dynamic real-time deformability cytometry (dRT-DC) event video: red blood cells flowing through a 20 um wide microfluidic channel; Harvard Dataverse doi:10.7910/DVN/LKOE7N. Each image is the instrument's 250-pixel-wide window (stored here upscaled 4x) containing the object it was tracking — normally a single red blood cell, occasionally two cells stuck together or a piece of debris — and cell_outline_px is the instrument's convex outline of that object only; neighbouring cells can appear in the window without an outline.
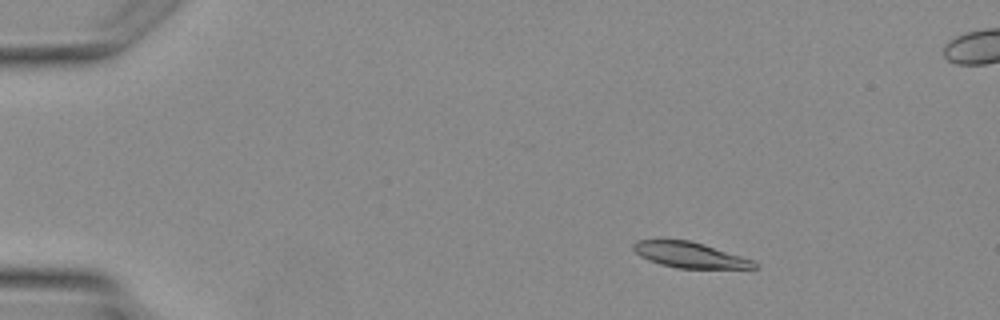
{"species": "Egyptian fruit bat (a non-hibernating species)", "species_latin": "Rousettus aegyptiacus", "temperature_condition": "warm", "stored_images_in_passage": 4, "camera_frame_rate_fps": 3000, "um_per_image_px": 0.085, "animal": {"sex": "female"}, "frame": {"image": 1, "passage_image": 2, "time_ms": 1.0, "image_size_px": [1000, 320], "cell_outline_px": [[760, 268], [676, 268], [660, 264], [648, 260], [640, 256], [632, 248], [632, 244], [636, 240], [688, 240], [704, 244], [756, 260]], "centroid_in_image_um": [58.67, 21.67], "position_along_channel_um": 26.3, "area_um2": 18.15}}